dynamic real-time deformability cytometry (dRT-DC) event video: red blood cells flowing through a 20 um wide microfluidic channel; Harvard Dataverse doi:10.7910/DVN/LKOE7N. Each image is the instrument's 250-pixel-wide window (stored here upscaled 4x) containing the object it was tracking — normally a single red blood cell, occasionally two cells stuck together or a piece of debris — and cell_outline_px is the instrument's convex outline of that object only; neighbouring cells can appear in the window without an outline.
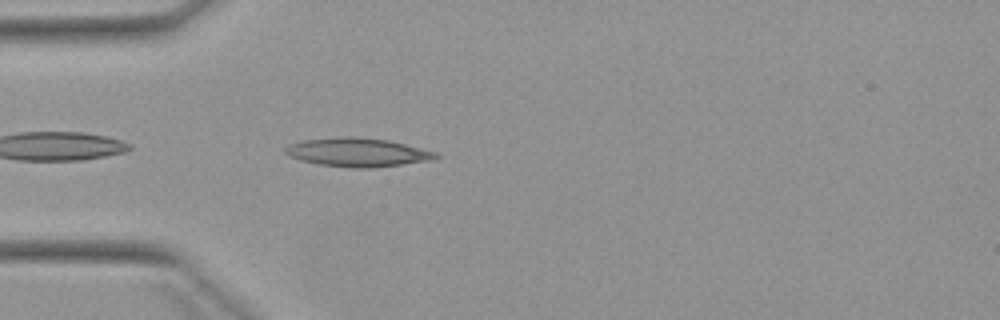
{"species": "Egyptian fruit bat (a non-hibernating species)", "species_latin": "Rousettus aegyptiacus", "temperature_condition": "warm", "stored_images_in_passage": 3, "camera_frame_rate_fps": 3000, "um_per_image_px": 0.085, "animal": {"sex": "female"}, "frame": {"image": 1, "passage_image": 3, "time_ms": 3.333, "image_size_px": [1000, 320], "cell_outline_px": [[440, 156], [432, 160], [372, 168], [352, 168], [320, 164], [300, 160], [288, 156], [284, 152], [284, 148], [288, 144], [304, 140], [340, 136], [356, 136], [388, 140], [436, 152]], "centroid_in_image_um": [30.35, 12.94], "position_along_channel_um": 54.6, "area_um2": 25.2}}